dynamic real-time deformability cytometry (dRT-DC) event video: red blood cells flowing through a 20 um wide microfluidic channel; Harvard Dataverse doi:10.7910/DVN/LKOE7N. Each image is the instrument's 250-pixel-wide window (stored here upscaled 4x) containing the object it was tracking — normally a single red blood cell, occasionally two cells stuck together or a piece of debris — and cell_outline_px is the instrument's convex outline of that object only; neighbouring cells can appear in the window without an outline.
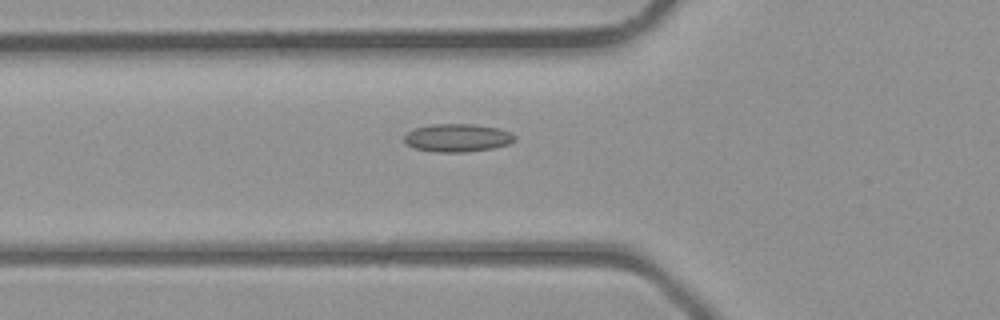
{"species": "common noctule bat (a hibernating species)", "species_latin": "Nyctalus noctula", "temperature_condition": "room temperature", "stored_images_in_passage": 35, "camera_frame_rate_fps": 3000, "um_per_image_px": 0.085, "animal": {"sex": "male", "body_mass_g": 23.1, "forearm_length_mm": 52.7}, "frame": {"image": 1, "passage_image": 9, "time_ms": 2.667, "image_size_px": [1000, 320], "cell_outline_px": [[516, 140], [508, 144], [492, 148], [464, 152], [436, 152], [416, 148], [408, 144], [404, 140], [404, 136], [408, 132], [416, 128], [432, 124], [476, 124], [500, 128], [512, 132], [516, 136]], "centroid_in_image_um": [38.94, 11.7], "position_along_channel_um": 86.9, "area_um2": 18.03}}
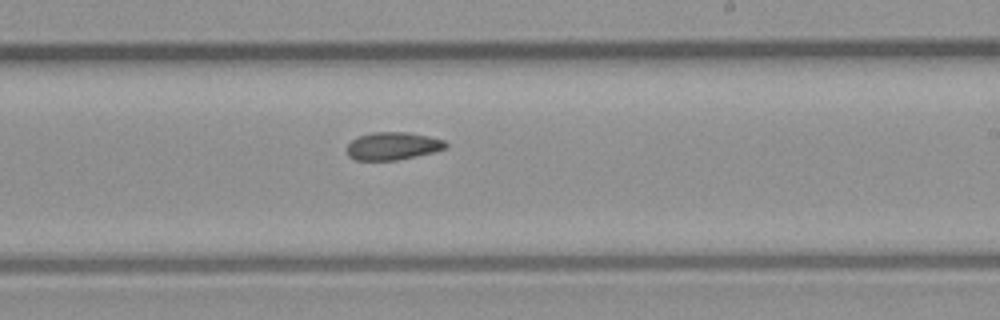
{"frame": {"image": 2, "passage_image": 19, "time_ms": 6.0, "image_size_px": [1000, 320], "cell_outline_px": [[448, 148], [432, 152], [396, 160], [356, 160], [348, 156], [348, 144], [352, 140], [360, 136], [372, 132], [408, 132], [428, 136], [444, 140], [448, 144]], "centroid_in_image_um": [33.4, 12.4], "position_along_channel_um": 255.6, "area_um2": 15.84}}
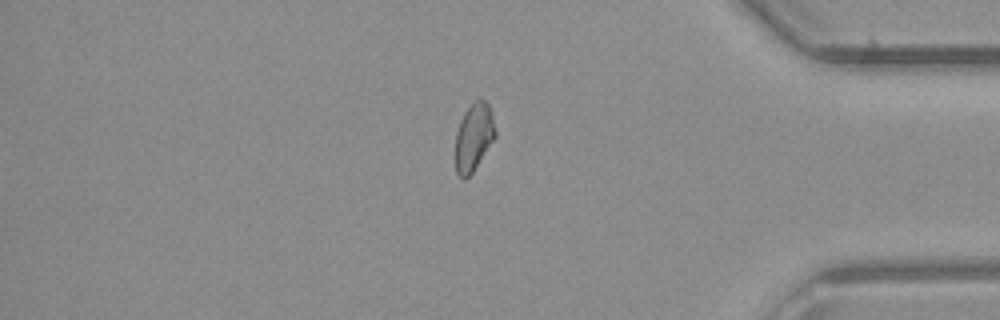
{"frame": {"image": 3, "passage_image": 29, "time_ms": 9.333, "image_size_px": [1000, 320], "cell_outline_px": [[496, 136], [472, 172], [464, 180], [456, 172], [456, 132], [460, 120], [464, 112], [472, 100], [480, 96], [488, 104], [492, 112], [496, 132]], "centroid_in_image_um": [40.27, 11.57], "position_along_channel_um": 394.9, "area_um2": 15.84}}